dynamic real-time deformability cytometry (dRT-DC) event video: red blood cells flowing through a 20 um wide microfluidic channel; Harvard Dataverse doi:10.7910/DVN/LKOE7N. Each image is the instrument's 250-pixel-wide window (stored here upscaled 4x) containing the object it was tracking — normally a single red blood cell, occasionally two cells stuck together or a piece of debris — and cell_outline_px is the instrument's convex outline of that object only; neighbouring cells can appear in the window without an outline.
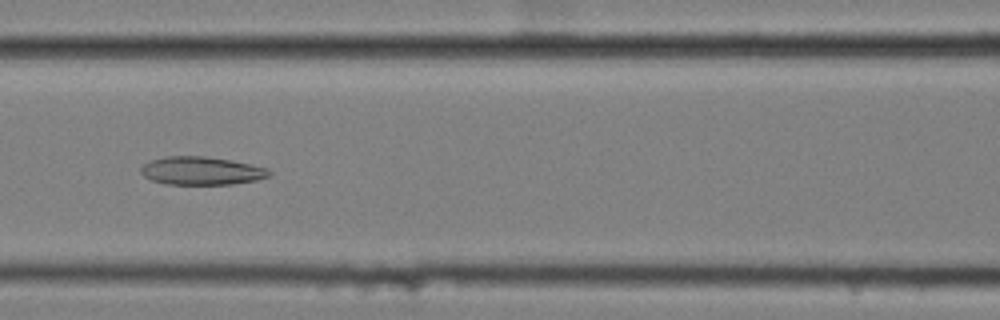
{"species": "common noctule bat (a hibernating species)", "species_latin": "Nyctalus noctula", "temperature_condition": "cold", "stored_images_in_passage": 58, "camera_frame_rate_fps": 3000, "um_per_image_px": 0.085, "animal": {"sex": "female", "body_mass_g": 25.1}, "frame": {"image": 1, "passage_image": 25, "time_ms": 8.0, "image_size_px": [1000, 320], "cell_outline_px": [[272, 176], [256, 180], [232, 184], [164, 184], [152, 180], [144, 176], [140, 172], [140, 168], [144, 164], [152, 160], [164, 156], [204, 156], [232, 160], [268, 168], [272, 172]], "centroid_in_image_um": [17.14, 14.51], "position_along_channel_um": 149.5, "area_um2": 21.15}}
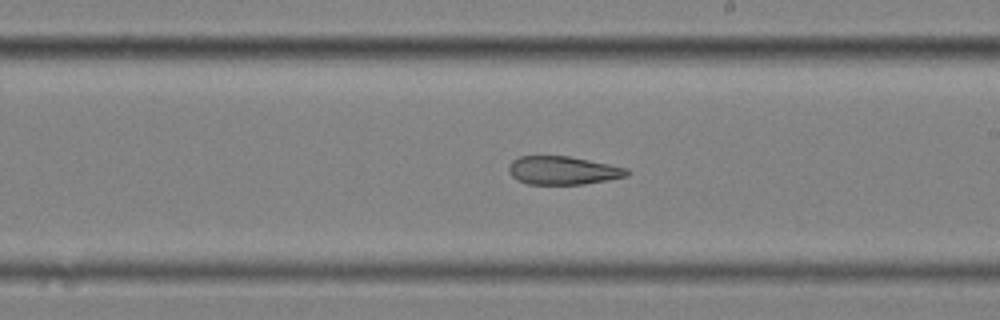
{"frame": {"image": 2, "passage_image": 33, "time_ms": 10.667, "image_size_px": [1000, 320], "cell_outline_px": [[628, 176], [608, 180], [584, 184], [528, 184], [516, 180], [508, 172], [508, 164], [512, 160], [520, 156], [568, 156], [628, 168]], "centroid_in_image_um": [47.81, 14.49], "position_along_channel_um": 241.2, "area_um2": 19.54}}
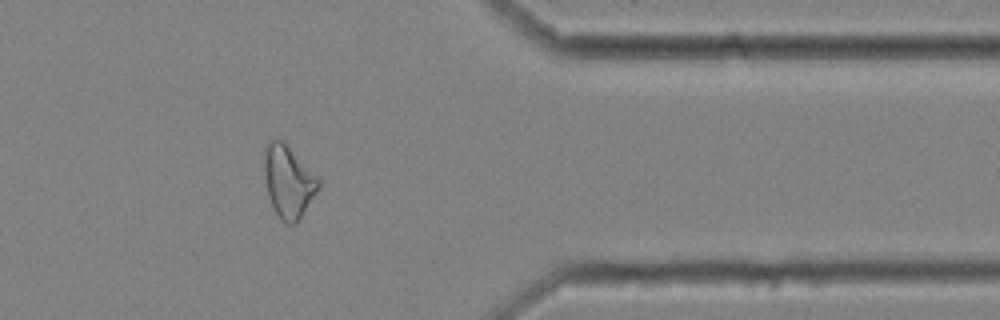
{"frame": {"image": 3, "passage_image": 47, "time_ms": 15.333, "image_size_px": [1000, 320], "cell_outline_px": [[320, 184], [316, 192], [300, 220], [296, 224], [288, 224], [280, 220], [268, 196], [264, 180], [264, 144], [268, 140], [284, 140], [320, 176]], "centroid_in_image_um": [24.52, 15.38], "position_along_channel_um": 386.9, "area_um2": 23.52}, "authors_computed_cell_mechanics": {"area_um2": 24.5939, "velocity_mm_per_s": 3.4478, "shape_relaxation_time_tau1_ms": null, "shape_relaxation_time_tau2_ms": 5.9339, "deformation_change_tau1": null, "deformation_change_tau2": 0.1581}}